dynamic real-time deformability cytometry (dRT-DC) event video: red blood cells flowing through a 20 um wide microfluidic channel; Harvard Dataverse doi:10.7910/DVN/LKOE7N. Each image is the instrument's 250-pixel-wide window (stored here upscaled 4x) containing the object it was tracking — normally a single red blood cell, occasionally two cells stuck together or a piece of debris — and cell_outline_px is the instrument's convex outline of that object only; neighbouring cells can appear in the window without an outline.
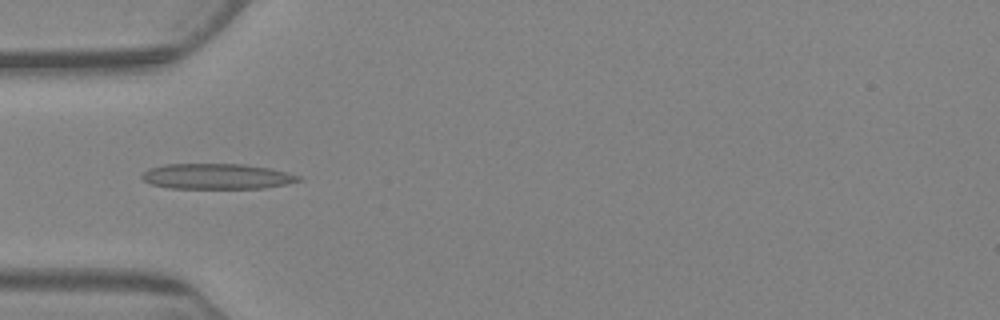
{"species": "Egyptian fruit bat (a non-hibernating species)", "species_latin": "Rousettus aegyptiacus", "temperature_condition": "warm", "stored_images_in_passage": 6, "camera_frame_rate_fps": 3000, "um_per_image_px": 0.085, "animal": {"sex": "female"}, "frame": {"image": 1, "passage_image": 6, "time_ms": 6.0, "image_size_px": [1000, 320], "cell_outline_px": [[300, 180], [284, 184], [264, 188], [168, 188], [152, 184], [144, 180], [140, 176], [148, 168], [164, 164], [244, 164], [268, 168], [300, 176]], "centroid_in_image_um": [18.36, 14.99], "position_along_channel_um": 66.6, "area_um2": 23.0}}